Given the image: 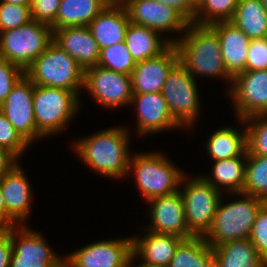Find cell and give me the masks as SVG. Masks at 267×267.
Wrapping results in <instances>:
<instances>
[{
    "label": "cell",
    "instance_id": "1",
    "mask_svg": "<svg viewBox=\"0 0 267 267\" xmlns=\"http://www.w3.org/2000/svg\"><path fill=\"white\" fill-rule=\"evenodd\" d=\"M129 134V129L125 127H109L77 140L73 145L74 152L95 172L119 180L128 175L132 155L128 150L131 142Z\"/></svg>",
    "mask_w": 267,
    "mask_h": 267
},
{
    "label": "cell",
    "instance_id": "2",
    "mask_svg": "<svg viewBox=\"0 0 267 267\" xmlns=\"http://www.w3.org/2000/svg\"><path fill=\"white\" fill-rule=\"evenodd\" d=\"M173 40L179 54V62L195 79V76H210L227 79L229 87L232 77L228 74L221 52L217 33L209 25L189 23L186 31Z\"/></svg>",
    "mask_w": 267,
    "mask_h": 267
},
{
    "label": "cell",
    "instance_id": "3",
    "mask_svg": "<svg viewBox=\"0 0 267 267\" xmlns=\"http://www.w3.org/2000/svg\"><path fill=\"white\" fill-rule=\"evenodd\" d=\"M242 198L223 204L221 197L209 231L203 236L213 248L228 241L248 239L261 206L266 202L252 195L237 193Z\"/></svg>",
    "mask_w": 267,
    "mask_h": 267
},
{
    "label": "cell",
    "instance_id": "4",
    "mask_svg": "<svg viewBox=\"0 0 267 267\" xmlns=\"http://www.w3.org/2000/svg\"><path fill=\"white\" fill-rule=\"evenodd\" d=\"M24 74L35 85L71 90L78 96L84 83V69L54 41L24 70Z\"/></svg>",
    "mask_w": 267,
    "mask_h": 267
},
{
    "label": "cell",
    "instance_id": "5",
    "mask_svg": "<svg viewBox=\"0 0 267 267\" xmlns=\"http://www.w3.org/2000/svg\"><path fill=\"white\" fill-rule=\"evenodd\" d=\"M173 164L161 152H141L130 157L128 174L132 172L135 175L138 190L146 202L179 190L178 186L185 173Z\"/></svg>",
    "mask_w": 267,
    "mask_h": 267
},
{
    "label": "cell",
    "instance_id": "6",
    "mask_svg": "<svg viewBox=\"0 0 267 267\" xmlns=\"http://www.w3.org/2000/svg\"><path fill=\"white\" fill-rule=\"evenodd\" d=\"M79 98L71 90L34 85V118L37 130L44 138L67 126L79 110Z\"/></svg>",
    "mask_w": 267,
    "mask_h": 267
},
{
    "label": "cell",
    "instance_id": "7",
    "mask_svg": "<svg viewBox=\"0 0 267 267\" xmlns=\"http://www.w3.org/2000/svg\"><path fill=\"white\" fill-rule=\"evenodd\" d=\"M53 41L50 25L35 20L0 32V57L25 70Z\"/></svg>",
    "mask_w": 267,
    "mask_h": 267
},
{
    "label": "cell",
    "instance_id": "8",
    "mask_svg": "<svg viewBox=\"0 0 267 267\" xmlns=\"http://www.w3.org/2000/svg\"><path fill=\"white\" fill-rule=\"evenodd\" d=\"M185 175L180 181L181 185L185 184L183 191H179L184 203L187 227L195 237H203L211 227L223 190L218 191L200 175L191 180ZM186 178L188 181L185 182Z\"/></svg>",
    "mask_w": 267,
    "mask_h": 267
},
{
    "label": "cell",
    "instance_id": "9",
    "mask_svg": "<svg viewBox=\"0 0 267 267\" xmlns=\"http://www.w3.org/2000/svg\"><path fill=\"white\" fill-rule=\"evenodd\" d=\"M161 93L169 111L181 128L186 126L192 128L198 119L201 107L198 86L179 61L169 71Z\"/></svg>",
    "mask_w": 267,
    "mask_h": 267
},
{
    "label": "cell",
    "instance_id": "10",
    "mask_svg": "<svg viewBox=\"0 0 267 267\" xmlns=\"http://www.w3.org/2000/svg\"><path fill=\"white\" fill-rule=\"evenodd\" d=\"M10 267H62L64 257L56 254L38 231L18 225L11 227Z\"/></svg>",
    "mask_w": 267,
    "mask_h": 267
},
{
    "label": "cell",
    "instance_id": "11",
    "mask_svg": "<svg viewBox=\"0 0 267 267\" xmlns=\"http://www.w3.org/2000/svg\"><path fill=\"white\" fill-rule=\"evenodd\" d=\"M83 89L108 109L129 105L133 96L131 75L98 65L84 70Z\"/></svg>",
    "mask_w": 267,
    "mask_h": 267
},
{
    "label": "cell",
    "instance_id": "12",
    "mask_svg": "<svg viewBox=\"0 0 267 267\" xmlns=\"http://www.w3.org/2000/svg\"><path fill=\"white\" fill-rule=\"evenodd\" d=\"M34 85L24 74L13 86L5 101L0 105L1 113L29 145L34 140L44 137L37 130L34 118Z\"/></svg>",
    "mask_w": 267,
    "mask_h": 267
},
{
    "label": "cell",
    "instance_id": "13",
    "mask_svg": "<svg viewBox=\"0 0 267 267\" xmlns=\"http://www.w3.org/2000/svg\"><path fill=\"white\" fill-rule=\"evenodd\" d=\"M229 88L238 120L267 113V69L245 70L232 78Z\"/></svg>",
    "mask_w": 267,
    "mask_h": 267
},
{
    "label": "cell",
    "instance_id": "14",
    "mask_svg": "<svg viewBox=\"0 0 267 267\" xmlns=\"http://www.w3.org/2000/svg\"><path fill=\"white\" fill-rule=\"evenodd\" d=\"M132 237L102 240L85 245L64 257L70 267H128Z\"/></svg>",
    "mask_w": 267,
    "mask_h": 267
},
{
    "label": "cell",
    "instance_id": "15",
    "mask_svg": "<svg viewBox=\"0 0 267 267\" xmlns=\"http://www.w3.org/2000/svg\"><path fill=\"white\" fill-rule=\"evenodd\" d=\"M131 23L157 32H185L189 22L175 9L155 0H129L125 6Z\"/></svg>",
    "mask_w": 267,
    "mask_h": 267
},
{
    "label": "cell",
    "instance_id": "16",
    "mask_svg": "<svg viewBox=\"0 0 267 267\" xmlns=\"http://www.w3.org/2000/svg\"><path fill=\"white\" fill-rule=\"evenodd\" d=\"M150 207L151 225L146 226V230L171 234L183 239L195 237L187 227L184 203L180 191L166 195L154 197L148 200Z\"/></svg>",
    "mask_w": 267,
    "mask_h": 267
},
{
    "label": "cell",
    "instance_id": "17",
    "mask_svg": "<svg viewBox=\"0 0 267 267\" xmlns=\"http://www.w3.org/2000/svg\"><path fill=\"white\" fill-rule=\"evenodd\" d=\"M179 61L174 44H170L159 55L136 63L131 74L133 94L161 92L167 75Z\"/></svg>",
    "mask_w": 267,
    "mask_h": 267
},
{
    "label": "cell",
    "instance_id": "18",
    "mask_svg": "<svg viewBox=\"0 0 267 267\" xmlns=\"http://www.w3.org/2000/svg\"><path fill=\"white\" fill-rule=\"evenodd\" d=\"M137 107V133L139 136L180 128L168 109L161 92L133 94L130 106Z\"/></svg>",
    "mask_w": 267,
    "mask_h": 267
},
{
    "label": "cell",
    "instance_id": "19",
    "mask_svg": "<svg viewBox=\"0 0 267 267\" xmlns=\"http://www.w3.org/2000/svg\"><path fill=\"white\" fill-rule=\"evenodd\" d=\"M220 40L222 58L228 74L233 78L245 71L250 38L231 21L209 25Z\"/></svg>",
    "mask_w": 267,
    "mask_h": 267
},
{
    "label": "cell",
    "instance_id": "20",
    "mask_svg": "<svg viewBox=\"0 0 267 267\" xmlns=\"http://www.w3.org/2000/svg\"><path fill=\"white\" fill-rule=\"evenodd\" d=\"M20 164L15 165L0 179L7 214L19 225L29 217L32 202V186Z\"/></svg>",
    "mask_w": 267,
    "mask_h": 267
},
{
    "label": "cell",
    "instance_id": "21",
    "mask_svg": "<svg viewBox=\"0 0 267 267\" xmlns=\"http://www.w3.org/2000/svg\"><path fill=\"white\" fill-rule=\"evenodd\" d=\"M53 41L85 70L98 63L100 49L88 26L53 30Z\"/></svg>",
    "mask_w": 267,
    "mask_h": 267
},
{
    "label": "cell",
    "instance_id": "22",
    "mask_svg": "<svg viewBox=\"0 0 267 267\" xmlns=\"http://www.w3.org/2000/svg\"><path fill=\"white\" fill-rule=\"evenodd\" d=\"M146 234L132 237V254L142 258L141 262L151 266L169 267L176 248L184 240L181 237L155 233L146 230Z\"/></svg>",
    "mask_w": 267,
    "mask_h": 267
},
{
    "label": "cell",
    "instance_id": "23",
    "mask_svg": "<svg viewBox=\"0 0 267 267\" xmlns=\"http://www.w3.org/2000/svg\"><path fill=\"white\" fill-rule=\"evenodd\" d=\"M130 23L125 7L106 6L88 25L99 49L123 42Z\"/></svg>",
    "mask_w": 267,
    "mask_h": 267
},
{
    "label": "cell",
    "instance_id": "24",
    "mask_svg": "<svg viewBox=\"0 0 267 267\" xmlns=\"http://www.w3.org/2000/svg\"><path fill=\"white\" fill-rule=\"evenodd\" d=\"M163 39V40H162ZM124 43L136 62L155 57L162 53L173 39L164 38L156 30L129 23Z\"/></svg>",
    "mask_w": 267,
    "mask_h": 267
},
{
    "label": "cell",
    "instance_id": "25",
    "mask_svg": "<svg viewBox=\"0 0 267 267\" xmlns=\"http://www.w3.org/2000/svg\"><path fill=\"white\" fill-rule=\"evenodd\" d=\"M212 250L215 267H266L249 238L228 241Z\"/></svg>",
    "mask_w": 267,
    "mask_h": 267
},
{
    "label": "cell",
    "instance_id": "26",
    "mask_svg": "<svg viewBox=\"0 0 267 267\" xmlns=\"http://www.w3.org/2000/svg\"><path fill=\"white\" fill-rule=\"evenodd\" d=\"M246 159L247 150L240 156L214 161L212 177L205 175L202 177L218 191L223 188L229 194L241 193L245 184Z\"/></svg>",
    "mask_w": 267,
    "mask_h": 267
},
{
    "label": "cell",
    "instance_id": "27",
    "mask_svg": "<svg viewBox=\"0 0 267 267\" xmlns=\"http://www.w3.org/2000/svg\"><path fill=\"white\" fill-rule=\"evenodd\" d=\"M105 7L101 0H61L52 30L88 26Z\"/></svg>",
    "mask_w": 267,
    "mask_h": 267
},
{
    "label": "cell",
    "instance_id": "28",
    "mask_svg": "<svg viewBox=\"0 0 267 267\" xmlns=\"http://www.w3.org/2000/svg\"><path fill=\"white\" fill-rule=\"evenodd\" d=\"M230 21L250 39L267 37V12L260 0H240Z\"/></svg>",
    "mask_w": 267,
    "mask_h": 267
},
{
    "label": "cell",
    "instance_id": "29",
    "mask_svg": "<svg viewBox=\"0 0 267 267\" xmlns=\"http://www.w3.org/2000/svg\"><path fill=\"white\" fill-rule=\"evenodd\" d=\"M206 143L208 155L213 161L240 156L247 150L246 129L240 133L234 127L220 128L214 131Z\"/></svg>",
    "mask_w": 267,
    "mask_h": 267
},
{
    "label": "cell",
    "instance_id": "30",
    "mask_svg": "<svg viewBox=\"0 0 267 267\" xmlns=\"http://www.w3.org/2000/svg\"><path fill=\"white\" fill-rule=\"evenodd\" d=\"M169 267H215L213 250L204 237L184 239L176 248Z\"/></svg>",
    "mask_w": 267,
    "mask_h": 267
},
{
    "label": "cell",
    "instance_id": "31",
    "mask_svg": "<svg viewBox=\"0 0 267 267\" xmlns=\"http://www.w3.org/2000/svg\"><path fill=\"white\" fill-rule=\"evenodd\" d=\"M242 193L267 202V156L247 152L245 184Z\"/></svg>",
    "mask_w": 267,
    "mask_h": 267
},
{
    "label": "cell",
    "instance_id": "32",
    "mask_svg": "<svg viewBox=\"0 0 267 267\" xmlns=\"http://www.w3.org/2000/svg\"><path fill=\"white\" fill-rule=\"evenodd\" d=\"M136 63L123 41L100 49L97 65L118 73L131 75Z\"/></svg>",
    "mask_w": 267,
    "mask_h": 267
},
{
    "label": "cell",
    "instance_id": "33",
    "mask_svg": "<svg viewBox=\"0 0 267 267\" xmlns=\"http://www.w3.org/2000/svg\"><path fill=\"white\" fill-rule=\"evenodd\" d=\"M246 129L247 152L251 155L267 156V113L240 119Z\"/></svg>",
    "mask_w": 267,
    "mask_h": 267
},
{
    "label": "cell",
    "instance_id": "34",
    "mask_svg": "<svg viewBox=\"0 0 267 267\" xmlns=\"http://www.w3.org/2000/svg\"><path fill=\"white\" fill-rule=\"evenodd\" d=\"M240 0H204L196 11L194 24L211 25L219 21H230Z\"/></svg>",
    "mask_w": 267,
    "mask_h": 267
},
{
    "label": "cell",
    "instance_id": "35",
    "mask_svg": "<svg viewBox=\"0 0 267 267\" xmlns=\"http://www.w3.org/2000/svg\"><path fill=\"white\" fill-rule=\"evenodd\" d=\"M32 21L30 5L0 2V32L19 28Z\"/></svg>",
    "mask_w": 267,
    "mask_h": 267
},
{
    "label": "cell",
    "instance_id": "36",
    "mask_svg": "<svg viewBox=\"0 0 267 267\" xmlns=\"http://www.w3.org/2000/svg\"><path fill=\"white\" fill-rule=\"evenodd\" d=\"M29 144L14 129L9 120L0 111V147L7 149L17 158L21 157Z\"/></svg>",
    "mask_w": 267,
    "mask_h": 267
},
{
    "label": "cell",
    "instance_id": "37",
    "mask_svg": "<svg viewBox=\"0 0 267 267\" xmlns=\"http://www.w3.org/2000/svg\"><path fill=\"white\" fill-rule=\"evenodd\" d=\"M258 255L267 262V202L258 211L249 236Z\"/></svg>",
    "mask_w": 267,
    "mask_h": 267
},
{
    "label": "cell",
    "instance_id": "38",
    "mask_svg": "<svg viewBox=\"0 0 267 267\" xmlns=\"http://www.w3.org/2000/svg\"><path fill=\"white\" fill-rule=\"evenodd\" d=\"M23 75L22 68L0 57V105Z\"/></svg>",
    "mask_w": 267,
    "mask_h": 267
},
{
    "label": "cell",
    "instance_id": "39",
    "mask_svg": "<svg viewBox=\"0 0 267 267\" xmlns=\"http://www.w3.org/2000/svg\"><path fill=\"white\" fill-rule=\"evenodd\" d=\"M267 69V37L251 39L247 52L245 70Z\"/></svg>",
    "mask_w": 267,
    "mask_h": 267
},
{
    "label": "cell",
    "instance_id": "40",
    "mask_svg": "<svg viewBox=\"0 0 267 267\" xmlns=\"http://www.w3.org/2000/svg\"><path fill=\"white\" fill-rule=\"evenodd\" d=\"M61 0H31L32 20L52 25L59 11Z\"/></svg>",
    "mask_w": 267,
    "mask_h": 267
},
{
    "label": "cell",
    "instance_id": "41",
    "mask_svg": "<svg viewBox=\"0 0 267 267\" xmlns=\"http://www.w3.org/2000/svg\"><path fill=\"white\" fill-rule=\"evenodd\" d=\"M11 254V227L0 226V267H10Z\"/></svg>",
    "mask_w": 267,
    "mask_h": 267
},
{
    "label": "cell",
    "instance_id": "42",
    "mask_svg": "<svg viewBox=\"0 0 267 267\" xmlns=\"http://www.w3.org/2000/svg\"><path fill=\"white\" fill-rule=\"evenodd\" d=\"M179 12L189 23L194 22L196 11L187 3V0H155Z\"/></svg>",
    "mask_w": 267,
    "mask_h": 267
},
{
    "label": "cell",
    "instance_id": "43",
    "mask_svg": "<svg viewBox=\"0 0 267 267\" xmlns=\"http://www.w3.org/2000/svg\"><path fill=\"white\" fill-rule=\"evenodd\" d=\"M18 160L10 151L0 147V179L19 163Z\"/></svg>",
    "mask_w": 267,
    "mask_h": 267
},
{
    "label": "cell",
    "instance_id": "44",
    "mask_svg": "<svg viewBox=\"0 0 267 267\" xmlns=\"http://www.w3.org/2000/svg\"><path fill=\"white\" fill-rule=\"evenodd\" d=\"M17 223L7 214L2 189L0 187V226H18Z\"/></svg>",
    "mask_w": 267,
    "mask_h": 267
},
{
    "label": "cell",
    "instance_id": "45",
    "mask_svg": "<svg viewBox=\"0 0 267 267\" xmlns=\"http://www.w3.org/2000/svg\"><path fill=\"white\" fill-rule=\"evenodd\" d=\"M106 6L125 7L129 0H101Z\"/></svg>",
    "mask_w": 267,
    "mask_h": 267
},
{
    "label": "cell",
    "instance_id": "46",
    "mask_svg": "<svg viewBox=\"0 0 267 267\" xmlns=\"http://www.w3.org/2000/svg\"><path fill=\"white\" fill-rule=\"evenodd\" d=\"M204 2V0H187V3L195 10L197 11L200 6L202 5V3Z\"/></svg>",
    "mask_w": 267,
    "mask_h": 267
},
{
    "label": "cell",
    "instance_id": "47",
    "mask_svg": "<svg viewBox=\"0 0 267 267\" xmlns=\"http://www.w3.org/2000/svg\"><path fill=\"white\" fill-rule=\"evenodd\" d=\"M136 257L132 254L130 260H129V263H128V267H134V261H135ZM133 264V265H132ZM135 267H160V266H151V265H147V264H144V263H139L137 266L135 264Z\"/></svg>",
    "mask_w": 267,
    "mask_h": 267
},
{
    "label": "cell",
    "instance_id": "48",
    "mask_svg": "<svg viewBox=\"0 0 267 267\" xmlns=\"http://www.w3.org/2000/svg\"><path fill=\"white\" fill-rule=\"evenodd\" d=\"M2 1L18 5H30L31 2V0H2Z\"/></svg>",
    "mask_w": 267,
    "mask_h": 267
},
{
    "label": "cell",
    "instance_id": "49",
    "mask_svg": "<svg viewBox=\"0 0 267 267\" xmlns=\"http://www.w3.org/2000/svg\"><path fill=\"white\" fill-rule=\"evenodd\" d=\"M261 4L263 5L264 9L267 12V0H260Z\"/></svg>",
    "mask_w": 267,
    "mask_h": 267
},
{
    "label": "cell",
    "instance_id": "50",
    "mask_svg": "<svg viewBox=\"0 0 267 267\" xmlns=\"http://www.w3.org/2000/svg\"><path fill=\"white\" fill-rule=\"evenodd\" d=\"M62 267H70L65 261L63 263V266Z\"/></svg>",
    "mask_w": 267,
    "mask_h": 267
}]
</instances>
